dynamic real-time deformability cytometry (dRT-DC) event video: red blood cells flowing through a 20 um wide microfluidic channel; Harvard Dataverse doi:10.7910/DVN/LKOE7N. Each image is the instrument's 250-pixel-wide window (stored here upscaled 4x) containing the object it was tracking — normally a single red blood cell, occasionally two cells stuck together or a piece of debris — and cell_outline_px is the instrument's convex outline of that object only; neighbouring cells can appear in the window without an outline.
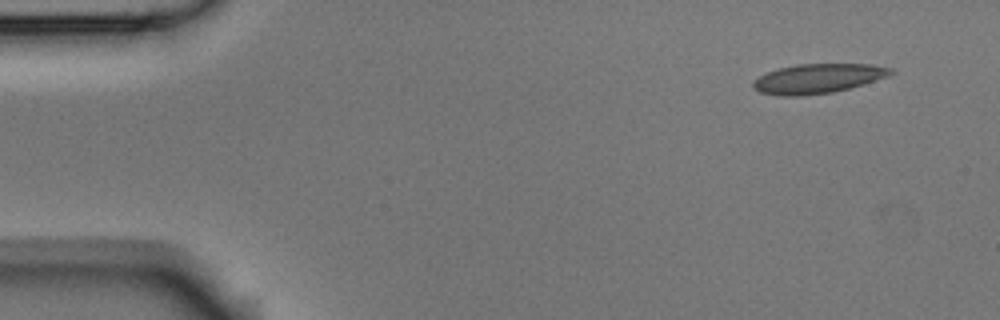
{"species": "Egyptian fruit bat (a non-hibernating species)", "species_latin": "Rousettus aegyptiacus", "temperature_condition": "room temperature", "stored_images_in_passage": 4, "camera_frame_rate_fps": 3000, "um_per_image_px": 0.085, "animal": {"sex": "male"}, "frame": {"image": 1, "passage_image": 1, "time_ms": 0.0, "image_size_px": [1000, 320], "cell_outline_px": [[896, 72], [888, 76], [848, 88], [832, 92], [800, 96], [780, 96], [760, 92], [752, 88], [752, 80], [768, 72], [780, 68], [796, 64], [872, 64], [892, 68]], "centroid_in_image_um": [69.5, 6.67], "position_along_channel_um": 15.5, "area_um2": 23.58}}
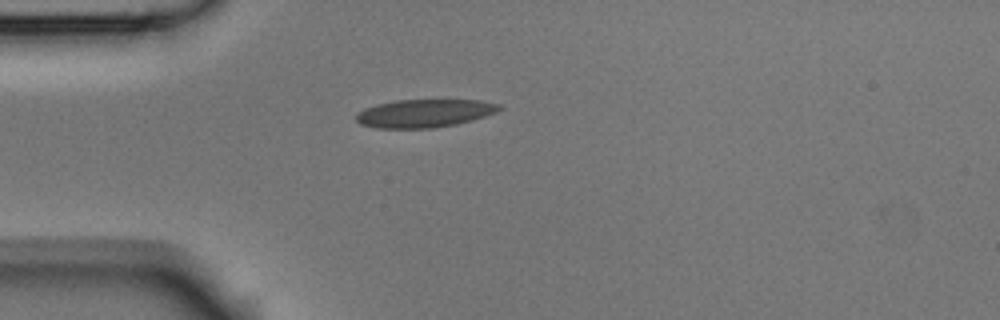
{"frame": {"image": 2, "passage_image": 4, "time_ms": 1.0, "image_size_px": [1000, 320], "cell_outline_px": [[504, 108], [496, 112], [472, 120], [456, 124], [432, 128], [376, 128], [360, 124], [356, 120], [356, 112], [364, 108], [376, 104], [396, 100], [480, 100], [500, 104]], "centroid_in_image_um": [36.06, 9.62], "position_along_channel_um": 48.9, "area_um2": 23.52}}